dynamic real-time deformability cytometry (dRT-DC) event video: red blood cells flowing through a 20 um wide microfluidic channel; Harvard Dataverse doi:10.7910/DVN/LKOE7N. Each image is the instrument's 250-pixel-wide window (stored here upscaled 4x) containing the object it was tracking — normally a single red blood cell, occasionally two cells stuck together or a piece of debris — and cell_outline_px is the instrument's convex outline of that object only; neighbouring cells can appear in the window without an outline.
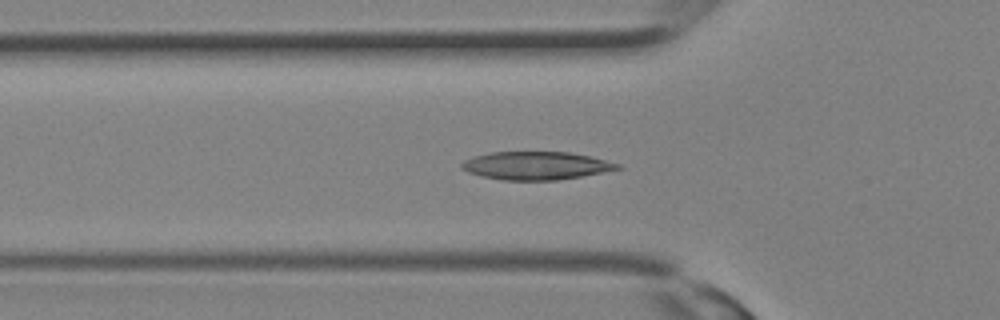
{"species": "Egyptian fruit bat (a non-hibernating species)", "species_latin": "Rousettus aegyptiacus", "temperature_condition": "room temperature", "stored_images_in_passage": 33, "camera_frame_rate_fps": 3000, "um_per_image_px": 0.085, "animal": {"sex": "female"}, "frame": {"image": 1, "passage_image": 11, "time_ms": 3.333, "image_size_px": [1000, 320], "cell_outline_px": [[624, 168], [580, 176], [556, 180], [500, 180], [480, 176], [468, 172], [460, 168], [460, 164], [464, 160], [472, 156], [488, 152], [568, 152], [592, 156], [620, 164]], "centroid_in_image_um": [45.52, 14.07], "position_along_channel_um": 80.3, "area_um2": 25.66}}
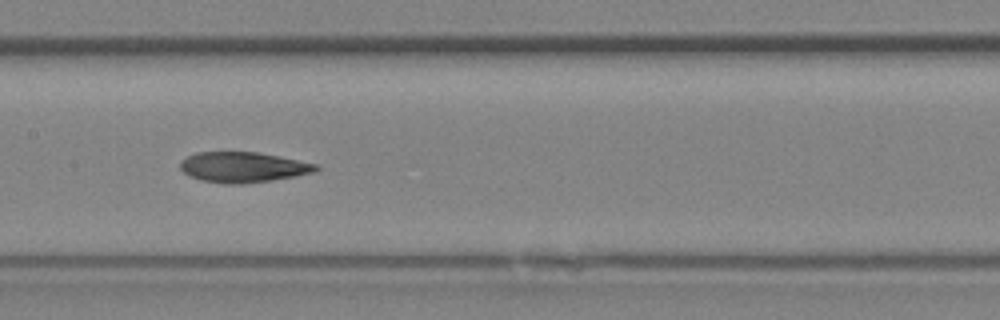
{"frame": {"image": 2, "passage_image": 16, "time_ms": 5.0, "image_size_px": [1000, 320], "cell_outline_px": [[320, 168], [316, 172], [296, 176], [272, 180], [240, 184], [224, 184], [200, 180], [188, 176], [180, 168], [180, 160], [196, 152], [256, 152], [316, 164]], "centroid_in_image_um": [20.62, 14.22], "position_along_channel_um": 186.8, "area_um2": 23.99}}
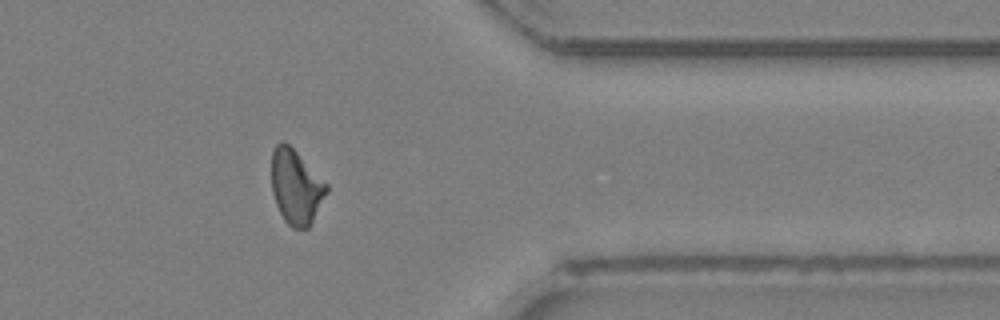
{"frame": {"image": 3, "passage_image": 26, "time_ms": 8.333, "image_size_px": [1000, 320], "cell_outline_px": [[328, 192], [308, 228], [292, 228], [284, 220], [276, 204], [272, 192], [272, 152], [276, 144], [280, 140], [284, 140], [328, 184]], "centroid_in_image_um": [25.15, 15.88], "position_along_channel_um": 386.2, "area_um2": 23.7}}